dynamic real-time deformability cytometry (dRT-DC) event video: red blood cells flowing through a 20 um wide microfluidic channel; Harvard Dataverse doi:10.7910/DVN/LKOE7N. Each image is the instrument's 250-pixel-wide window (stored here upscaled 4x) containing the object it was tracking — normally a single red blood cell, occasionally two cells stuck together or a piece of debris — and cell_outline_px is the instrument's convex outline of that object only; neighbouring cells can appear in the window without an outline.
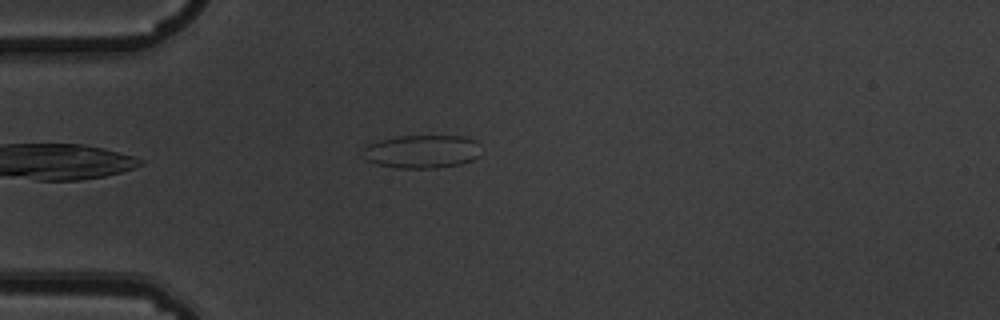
{"species": "common noctule bat (a hibernating species)", "species_latin": "Nyctalus noctula", "temperature_condition": "warm", "stored_images_in_passage": 5, "camera_frame_rate_fps": 3000, "um_per_image_px": 0.085, "animal": {"sex": "male", "body_mass_g": 19.5, "forearm_length_mm": 54.6}, "frame": {"image": 1, "passage_image": 5, "time_ms": 1.333, "image_size_px": [1000, 320], "cell_outline_px": [[480, 156], [472, 160], [460, 164], [436, 168], [400, 168], [376, 164], [368, 160], [364, 148], [368, 144], [380, 140], [400, 136], [464, 136], [476, 140], [480, 144]], "centroid_in_image_um": [35.95, 12.87], "position_along_channel_um": 49.0, "area_um2": 22.83}}